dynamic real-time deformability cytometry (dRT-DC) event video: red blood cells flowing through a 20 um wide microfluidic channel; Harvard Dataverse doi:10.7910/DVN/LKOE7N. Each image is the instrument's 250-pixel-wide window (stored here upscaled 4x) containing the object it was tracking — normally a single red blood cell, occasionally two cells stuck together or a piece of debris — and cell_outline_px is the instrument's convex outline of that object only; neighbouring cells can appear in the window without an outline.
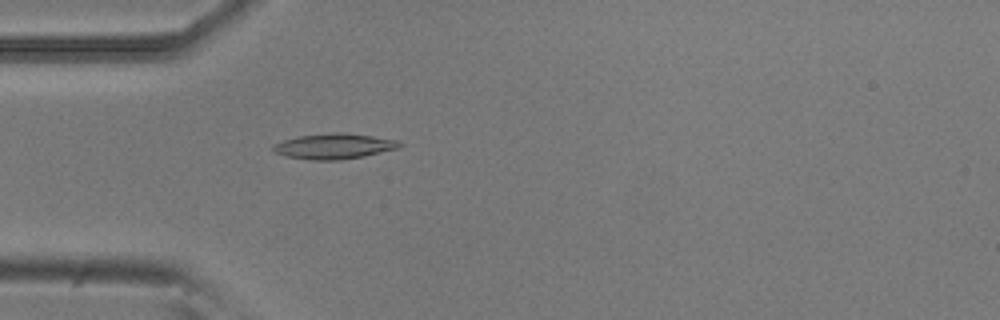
{"species": "common noctule bat (a hibernating species)", "species_latin": "Nyctalus noctula", "temperature_condition": "room temperature", "stored_images_in_passage": 52, "camera_frame_rate_fps": 3000, "um_per_image_px": 0.085, "animal": {"sex": "male", "body_mass_g": 20.5, "forearm_length_mm": 52.5}, "frame": {"image": 1, "passage_image": 15, "time_ms": 4.667, "image_size_px": [1000, 320], "cell_outline_px": [[404, 144], [400, 148], [364, 156], [340, 160], [312, 160], [288, 156], [276, 152], [272, 148], [272, 144], [296, 136], [332, 132], [344, 132], [400, 140]], "centroid_in_image_um": [28.45, 12.41], "position_along_channel_um": 56.6, "area_um2": 18.9}}
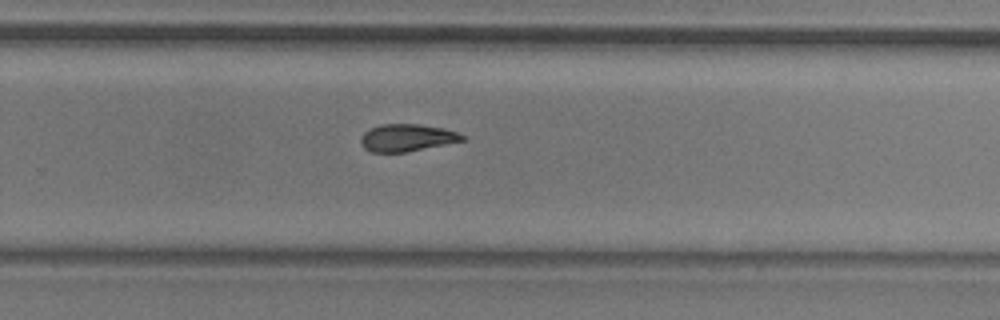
{"frame": {"image": 2, "passage_image": 34, "time_ms": 11.0, "image_size_px": [1000, 320], "cell_outline_px": [[464, 140], [404, 152], [372, 152], [364, 148], [360, 144], [360, 140], [364, 132], [380, 124], [420, 124], [444, 128], [456, 132], [464, 136]], "centroid_in_image_um": [34.55, 11.7], "position_along_channel_um": 295.3, "area_um2": 15.9}}
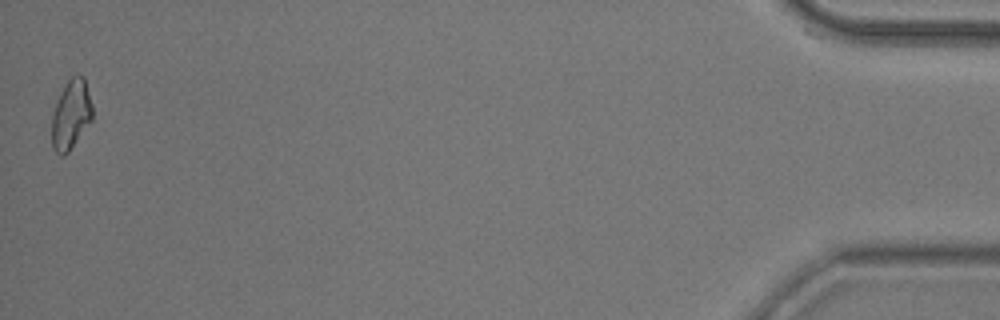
{"frame": {"image": 3, "passage_image": 52, "time_ms": 17.0, "image_size_px": [1000, 320], "cell_outline_px": [[92, 120], [68, 152], [64, 156], [60, 156], [52, 148], [52, 116], [56, 100], [68, 80], [76, 72], [84, 76], [92, 104]], "centroid_in_image_um": [6.03, 9.72], "position_along_channel_um": 429.2, "area_um2": 16.53}, "authors_computed_cell_mechanics": {"area_um2": 16.8487, "velocity_mm_per_s": 3.8184, "shape_relaxation_time_tau1_ms": 4.2429, "shape_relaxation_time_tau2_ms": 7.9531, "deformation_change_tau1": 0.1391, "deformation_change_tau2": 0.1278}}